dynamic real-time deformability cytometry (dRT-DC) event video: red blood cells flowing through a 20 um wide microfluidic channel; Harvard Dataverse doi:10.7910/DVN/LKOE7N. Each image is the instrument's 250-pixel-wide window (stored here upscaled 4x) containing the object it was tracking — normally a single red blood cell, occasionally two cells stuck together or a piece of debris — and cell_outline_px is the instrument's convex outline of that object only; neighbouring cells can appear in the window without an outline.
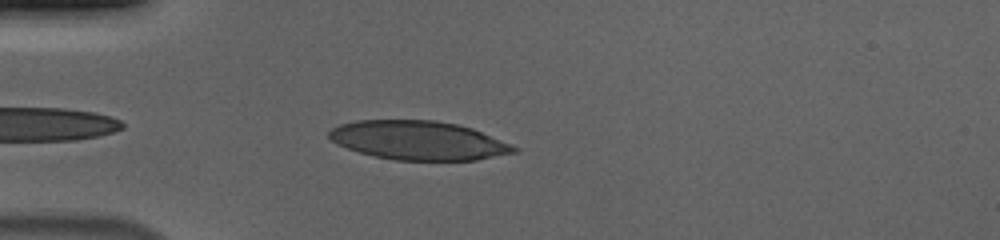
{"species": "human", "species_latin": "Homo sapiens", "temperature_condition": "cold", "stored_images_in_passage": 39, "camera_frame_rate_fps": 3000, "um_per_image_px": 0.085, "donor": {"sex": "male"}, "frame": {"image": 1, "passage_image": 3, "time_ms": 0.667, "image_size_px": [1000, 240], "cell_outline_px": [[520, 148], [516, 152], [476, 160], [396, 160], [372, 156], [336, 144], [328, 136], [328, 132], [332, 128], [340, 124], [356, 120], [436, 120], [456, 124], [472, 128]], "centroid_in_image_um": [35.55, 11.93], "position_along_channel_um": 49.5, "area_um2": 41.85}}
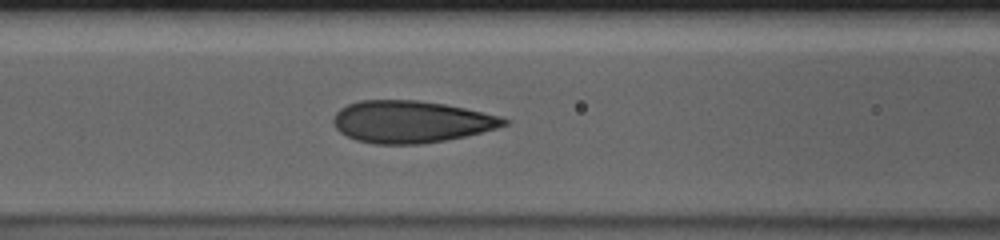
{"frame": {"image": 2, "passage_image": 11, "time_ms": 3.333, "image_size_px": [1000, 240], "cell_outline_px": [[512, 120], [508, 124], [496, 128], [464, 136], [444, 140], [420, 144], [376, 144], [356, 140], [340, 132], [336, 128], [332, 120], [336, 112], [340, 108], [348, 104], [360, 100], [416, 100], [444, 104], [464, 108], [500, 116]], "centroid_in_image_um": [34.92, 10.34], "position_along_channel_um": 131.7, "area_um2": 41.62}}
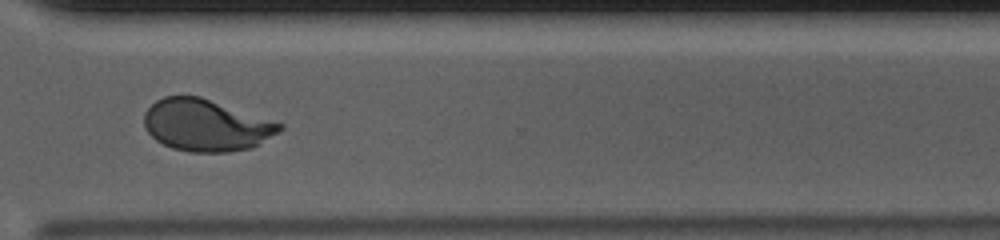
{"frame": {"image": 3, "passage_image": 29, "time_ms": 9.333, "image_size_px": [1000, 240], "cell_outline_px": [[284, 128], [252, 148], [228, 152], [188, 152], [172, 148], [156, 140], [144, 128], [144, 112], [156, 100], [164, 96], [200, 96], [284, 124]], "centroid_in_image_um": [17.49, 10.65], "position_along_channel_um": 353.1, "area_um2": 40.86}, "authors_computed_cell_mechanics": {"area_um2": 41.0958, "velocity_mm_per_s": 3.6945, "shape_relaxation_time_tau1_ms": 6.9695, "shape_relaxation_time_tau2_ms": null, "deformation_change_tau1": 0.2325, "deformation_change_tau2": null}}